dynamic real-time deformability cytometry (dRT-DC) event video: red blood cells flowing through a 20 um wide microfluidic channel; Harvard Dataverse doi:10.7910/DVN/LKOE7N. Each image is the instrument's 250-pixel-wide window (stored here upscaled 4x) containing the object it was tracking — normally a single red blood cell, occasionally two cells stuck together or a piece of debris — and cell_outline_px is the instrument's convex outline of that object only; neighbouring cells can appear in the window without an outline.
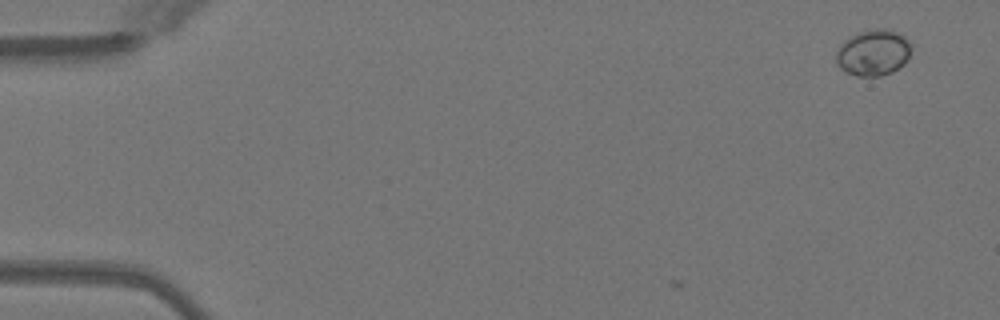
{"species": "Egyptian fruit bat (a non-hibernating species)", "species_latin": "Rousettus aegyptiacus", "temperature_condition": "warm", "stored_images_in_passage": 6, "camera_frame_rate_fps": 3000, "um_per_image_px": 0.085, "animal": {"sex": "female"}, "frame": {"image": 1, "passage_image": 1, "time_ms": 0.0, "image_size_px": [1000, 320], "cell_outline_px": [[908, 60], [904, 64], [892, 72], [880, 76], [856, 76], [840, 68], [836, 64], [836, 52], [840, 44], [844, 40], [860, 32], [876, 28], [884, 28], [896, 32], [904, 36], [908, 40]], "centroid_in_image_um": [74.19, 4.48], "position_along_channel_um": 10.8, "area_um2": 20.0}}